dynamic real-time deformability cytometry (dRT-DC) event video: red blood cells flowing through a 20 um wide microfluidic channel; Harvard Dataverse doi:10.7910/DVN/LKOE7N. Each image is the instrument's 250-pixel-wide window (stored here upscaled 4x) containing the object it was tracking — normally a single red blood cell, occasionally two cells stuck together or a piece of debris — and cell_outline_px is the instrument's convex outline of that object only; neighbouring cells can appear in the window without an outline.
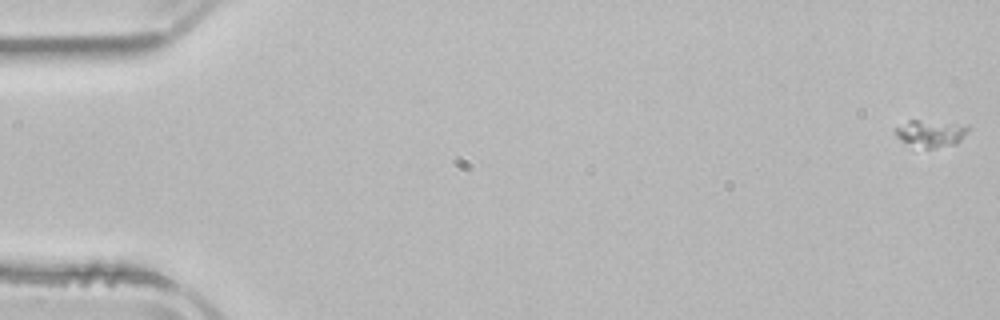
{"species": "common noctule bat (a hibernating species)", "species_latin": "Nyctalus noctula", "temperature_condition": "room temperature", "stored_images_in_passage": 54, "camera_frame_rate_fps": 3000, "um_per_image_px": 0.085, "animal": {"sex": "male", "body_mass_g": 21.5, "forearm_length_mm": 52.0}, "frame": {"image": 1, "passage_image": 1, "time_ms": 0.0, "image_size_px": [1000, 320], "cell_outline_px": [[972, 128], [956, 144], [936, 148], [924, 148], [900, 140], [896, 136], [896, 128], [908, 120], [916, 120], [968, 124]], "centroid_in_image_um": [79.19, 11.33], "position_along_channel_um": 5.8, "area_um2": 11.44}}
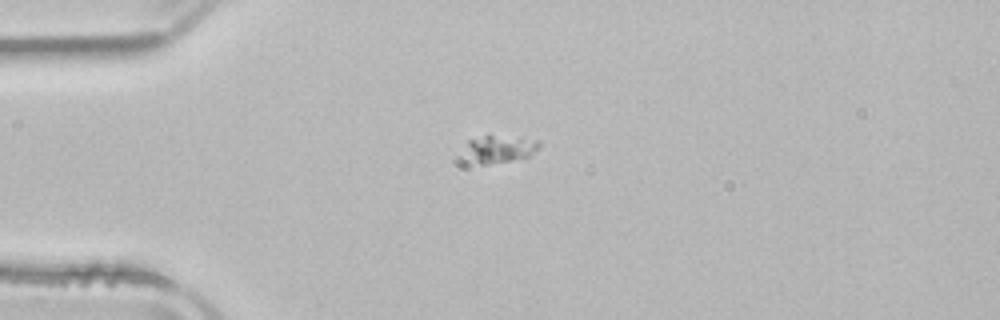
{"frame": {"image": 2, "passage_image": 14, "time_ms": 4.333, "image_size_px": [1000, 320], "cell_outline_px": [[540, 148], [528, 156], [508, 160], [484, 164], [480, 164], [476, 160], [468, 144], [468, 140], [484, 136], [492, 136], [540, 140]], "centroid_in_image_um": [42.63, 12.62], "position_along_channel_um": 42.4, "area_um2": 10.64}}
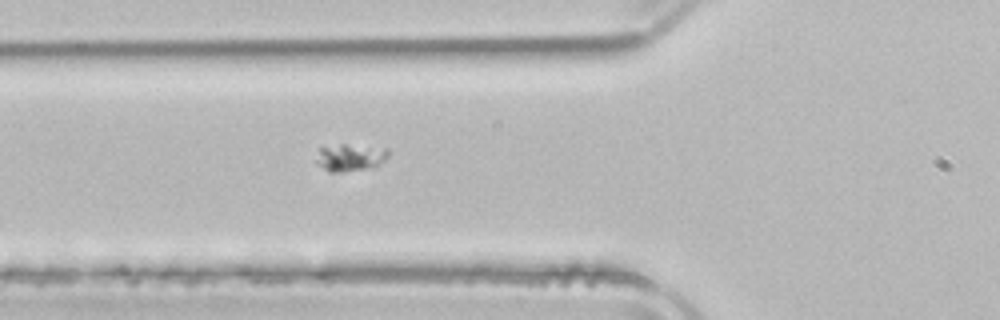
{"frame": {"image": 3, "passage_image": 20, "time_ms": 6.333, "image_size_px": [1000, 320], "cell_outline_px": [[388, 156], [384, 160], [372, 168], [344, 172], [328, 172], [316, 164], [316, 160], [320, 148], [340, 144], [344, 144], [388, 148]], "centroid_in_image_um": [29.76, 13.4], "position_along_channel_um": 96.0, "area_um2": 11.5}}